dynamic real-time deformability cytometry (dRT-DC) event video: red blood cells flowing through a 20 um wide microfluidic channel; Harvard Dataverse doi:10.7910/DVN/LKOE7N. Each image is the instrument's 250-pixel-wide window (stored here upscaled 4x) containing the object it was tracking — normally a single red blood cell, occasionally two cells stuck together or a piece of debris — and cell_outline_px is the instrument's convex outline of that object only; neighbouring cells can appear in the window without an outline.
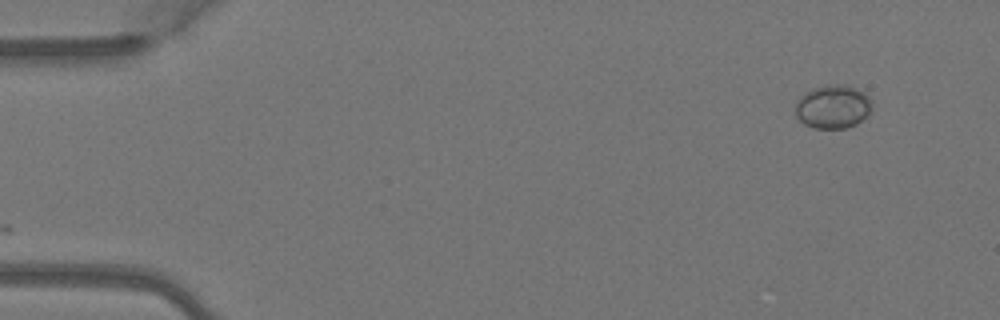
{"species": "Egyptian fruit bat (a non-hibernating species)", "species_latin": "Rousettus aegyptiacus", "temperature_condition": "warm", "stored_images_in_passage": 2, "camera_frame_rate_fps": 3000, "um_per_image_px": 0.085, "animal": {"sex": "female"}, "frame": {"image": 1, "passage_image": 2, "time_ms": 0.333, "image_size_px": [1000, 320], "cell_outline_px": [[872, 108], [856, 124], [844, 128], [812, 128], [804, 124], [796, 116], [796, 104], [800, 96], [812, 88], [828, 84], [848, 84], [864, 92], [872, 100]], "centroid_in_image_um": [70.79, 9.05], "position_along_channel_um": 14.2, "area_um2": 19.48}}